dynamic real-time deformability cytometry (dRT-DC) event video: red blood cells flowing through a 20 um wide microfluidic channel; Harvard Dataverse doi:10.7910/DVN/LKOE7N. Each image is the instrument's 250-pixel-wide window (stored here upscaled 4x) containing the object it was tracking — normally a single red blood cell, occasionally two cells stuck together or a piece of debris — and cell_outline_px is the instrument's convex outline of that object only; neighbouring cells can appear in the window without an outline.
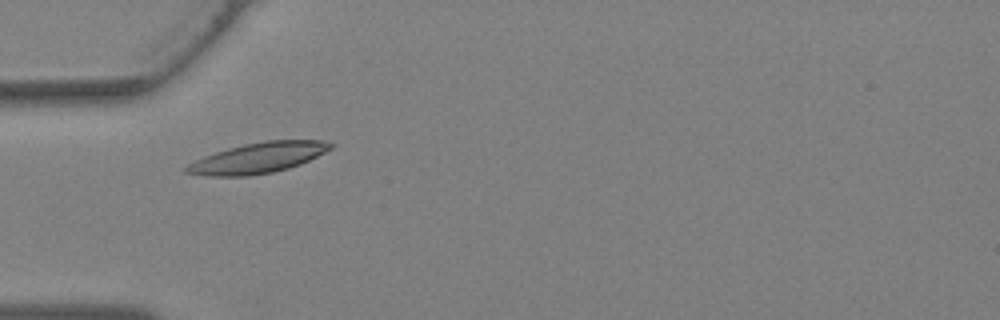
{"species": "Egyptian fruit bat (a non-hibernating species)", "species_latin": "Rousettus aegyptiacus", "temperature_condition": "warm", "stored_images_in_passage": 37, "camera_frame_rate_fps": 3000, "um_per_image_px": 0.085, "animal": {"sex": "female"}, "frame": {"image": 1, "passage_image": 10, "time_ms": 3.0, "image_size_px": [1000, 320], "cell_outline_px": [[336, 144], [332, 148], [300, 164], [288, 168], [272, 172], [248, 176], [208, 176], [184, 172], [184, 168], [188, 164], [204, 156], [228, 148], [244, 144], [264, 140], [320, 140]], "centroid_in_image_um": [21.93, 13.41], "position_along_channel_um": 63.1, "area_um2": 25.43}}
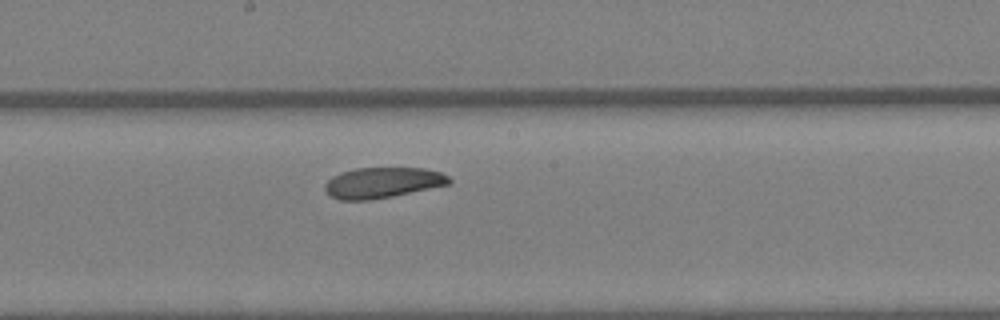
{"frame": {"image": 2, "passage_image": 19, "time_ms": 6.0, "image_size_px": [1000, 320], "cell_outline_px": [[452, 180], [448, 184], [392, 196], [368, 200], [340, 200], [332, 196], [324, 188], [324, 184], [332, 176], [356, 168], [424, 168], [440, 172], [448, 176]], "centroid_in_image_um": [32.51, 15.52], "position_along_channel_um": 215.7, "area_um2": 21.85}}
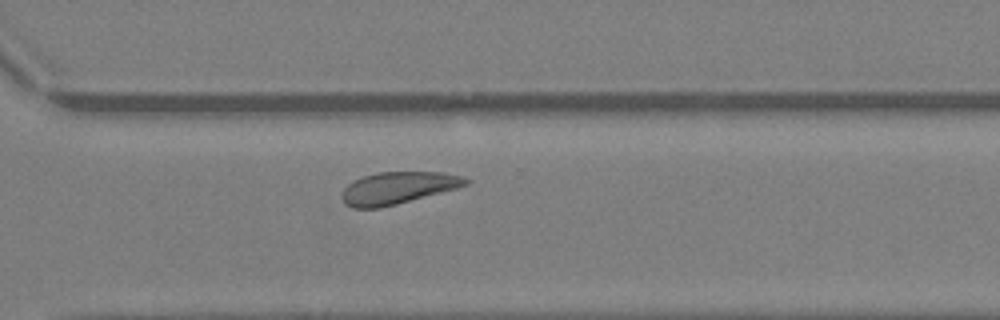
{"frame": {"image": 3, "passage_image": 26, "time_ms": 8.333, "image_size_px": [1000, 320], "cell_outline_px": [[472, 180], [468, 184], [456, 188], [396, 204], [380, 208], [352, 208], [344, 204], [340, 196], [344, 188], [352, 180], [376, 172], [440, 172], [464, 176]], "centroid_in_image_um": [33.78, 15.97], "position_along_channel_um": 336.8, "area_um2": 23.24}}